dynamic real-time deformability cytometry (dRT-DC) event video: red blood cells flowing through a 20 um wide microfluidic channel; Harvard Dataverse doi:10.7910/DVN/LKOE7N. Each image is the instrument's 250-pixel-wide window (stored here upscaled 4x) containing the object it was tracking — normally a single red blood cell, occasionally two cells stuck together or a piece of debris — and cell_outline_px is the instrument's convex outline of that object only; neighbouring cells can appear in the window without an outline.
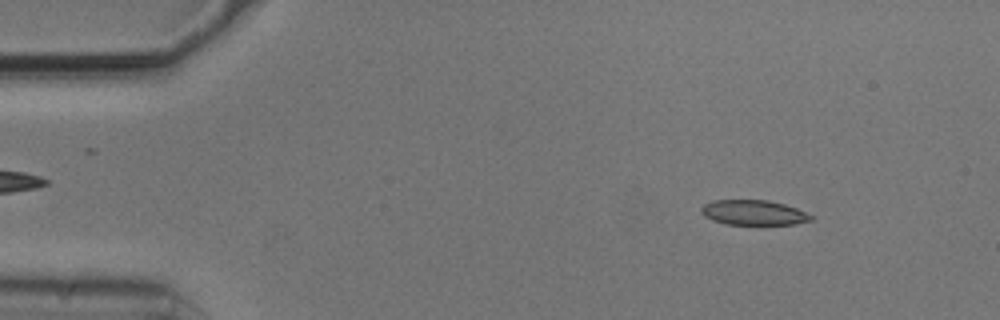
{"species": "common noctule bat (a hibernating species)", "species_latin": "Nyctalus noctula", "temperature_condition": "cold", "stored_images_in_passage": 9, "camera_frame_rate_fps": 3000, "um_per_image_px": 0.085, "animal": {"sex": "male", "body_mass_g": 20.5, "forearm_length_mm": 52.5}, "frame": {"image": 1, "passage_image": 2, "time_ms": 0.333, "image_size_px": [1000, 320], "cell_outline_px": [[812, 220], [796, 224], [724, 224], [712, 220], [704, 216], [700, 212], [700, 208], [704, 204], [712, 200], [768, 200], [784, 204], [796, 208], [812, 216]], "centroid_in_image_um": [64.0, 18.07], "position_along_channel_um": 21.0, "area_um2": 15.95}}
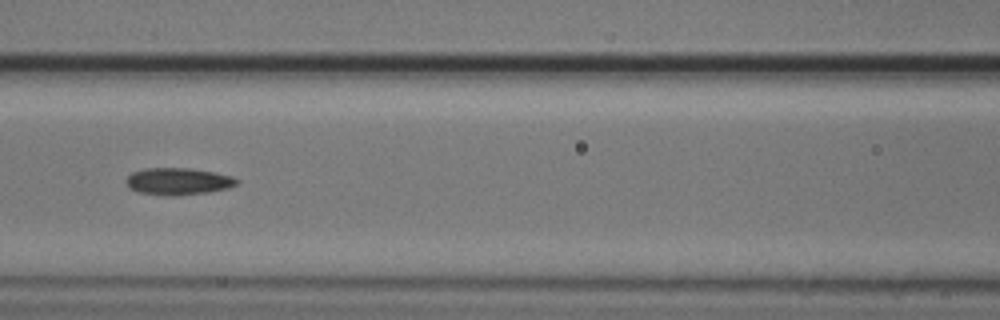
{"frame": {"image": 2, "passage_image": 7, "time_ms": 2.0, "image_size_px": [1000, 320], "cell_outline_px": [[240, 180], [236, 184], [228, 188], [208, 192], [176, 196], [164, 196], [140, 192], [128, 188], [124, 180], [132, 172], [144, 168], [192, 168], [232, 176]], "centroid_in_image_um": [15.11, 15.42], "position_along_channel_um": 151.5, "area_um2": 17.57}}
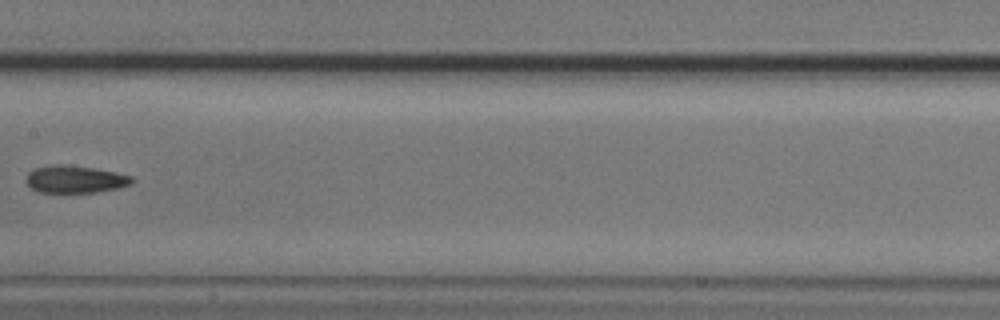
{"frame": {"image": 3, "passage_image": 8, "time_ms": 2.333, "image_size_px": [1000, 320], "cell_outline_px": [[136, 180], [132, 184], [116, 188], [96, 192], [40, 192], [32, 188], [24, 180], [28, 172], [36, 168], [56, 164], [60, 164], [92, 168], [116, 172], [132, 176]], "centroid_in_image_um": [6.4, 15.24], "position_along_channel_um": 201.0, "area_um2": 16.76}}